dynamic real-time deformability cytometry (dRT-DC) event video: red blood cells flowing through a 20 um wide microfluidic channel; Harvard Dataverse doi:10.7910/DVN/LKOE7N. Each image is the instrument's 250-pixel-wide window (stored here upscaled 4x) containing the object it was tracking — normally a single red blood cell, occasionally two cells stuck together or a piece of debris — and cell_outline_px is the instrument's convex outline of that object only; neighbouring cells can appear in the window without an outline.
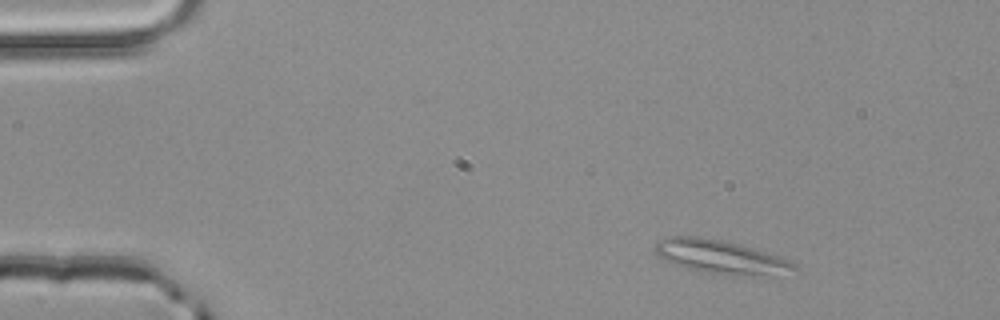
{"species": "common noctule bat (a hibernating species)", "species_latin": "Nyctalus noctula", "temperature_condition": "room temperature", "stored_images_in_passage": 49, "camera_frame_rate_fps": 3000, "um_per_image_px": 0.085, "animal": {"sex": "male", "body_mass_g": 20.4}, "frame": {"image": 1, "passage_image": 4, "time_ms": 1.0, "image_size_px": [1000, 320], "cell_outline_px": [[800, 272], [708, 272], [684, 268], [660, 256], [656, 252], [656, 244], [660, 240], [672, 236], [696, 236], [720, 240], [740, 244], [780, 256], [792, 260], [800, 268]], "centroid_in_image_um": [61.27, 21.77], "position_along_channel_um": 23.7, "area_um2": 25.72}}
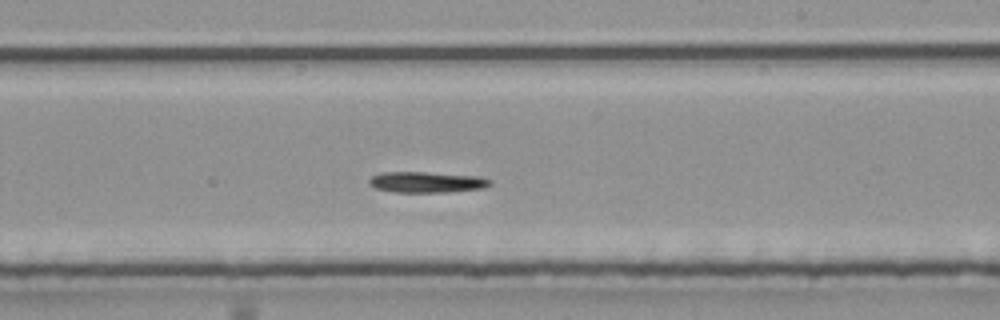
{"frame": {"image": 2, "passage_image": 28, "time_ms": 9.0, "image_size_px": [1000, 320], "cell_outline_px": [[492, 184], [484, 188], [448, 192], [392, 192], [376, 188], [368, 184], [368, 180], [372, 176], [380, 172], [424, 172], [480, 176], [492, 180]], "centroid_in_image_um": [36.27, 15.48], "position_along_channel_um": 252.7, "area_um2": 14.85}}
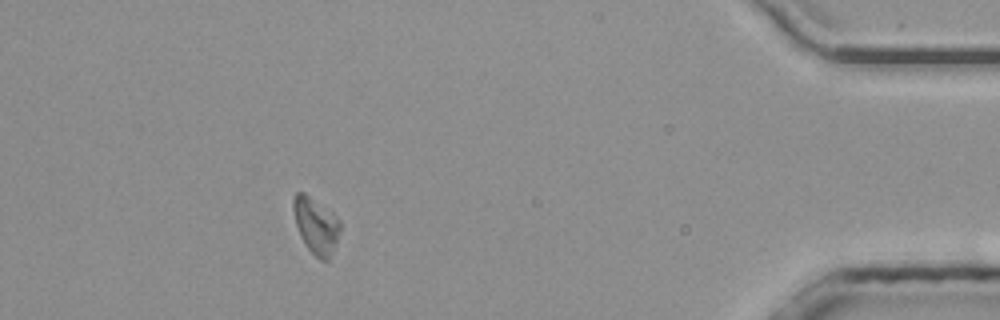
{"frame": {"image": 3, "passage_image": 44, "time_ms": 14.333, "image_size_px": [1000, 320], "cell_outline_px": [[340, 228], [336, 244], [328, 260], [320, 260], [304, 244], [300, 236], [296, 224], [292, 208], [292, 200], [296, 192], [304, 192], [332, 212], [340, 220]], "centroid_in_image_um": [26.84, 19.15], "position_along_channel_um": 408.4, "area_um2": 15.26}}